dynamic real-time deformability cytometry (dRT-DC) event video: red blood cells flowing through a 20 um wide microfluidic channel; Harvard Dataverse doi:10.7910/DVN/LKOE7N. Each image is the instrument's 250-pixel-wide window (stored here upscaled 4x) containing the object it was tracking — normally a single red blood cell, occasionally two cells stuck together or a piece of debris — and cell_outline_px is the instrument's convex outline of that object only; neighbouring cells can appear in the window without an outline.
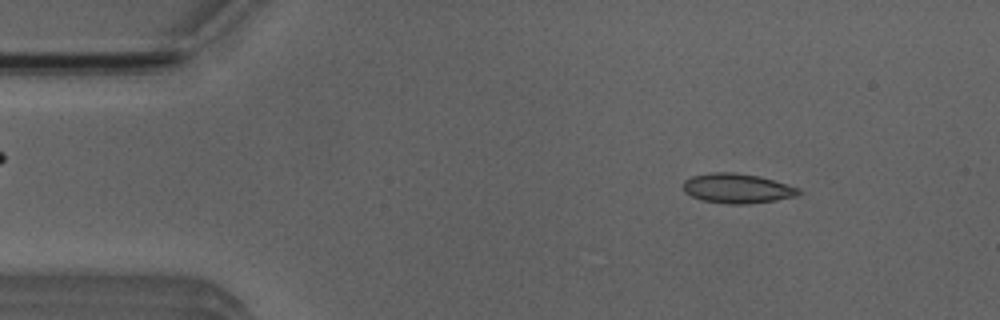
{"species": "Egyptian fruit bat (a non-hibernating species)", "species_latin": "Rousettus aegyptiacus", "temperature_condition": "room temperature", "stored_images_in_passage": 4, "camera_frame_rate_fps": 3000, "um_per_image_px": 0.085, "animal": {"sex": "male"}, "frame": {"image": 1, "passage_image": 1, "time_ms": 0.0, "image_size_px": [1000, 320], "cell_outline_px": [[800, 192], [796, 196], [772, 200], [744, 204], [728, 204], [700, 200], [684, 192], [684, 180], [692, 176], [712, 172], [736, 172], [756, 176], [772, 180], [800, 188]], "centroid_in_image_um": [62.61, 16.01], "position_along_channel_um": 22.4, "area_um2": 19.71}}